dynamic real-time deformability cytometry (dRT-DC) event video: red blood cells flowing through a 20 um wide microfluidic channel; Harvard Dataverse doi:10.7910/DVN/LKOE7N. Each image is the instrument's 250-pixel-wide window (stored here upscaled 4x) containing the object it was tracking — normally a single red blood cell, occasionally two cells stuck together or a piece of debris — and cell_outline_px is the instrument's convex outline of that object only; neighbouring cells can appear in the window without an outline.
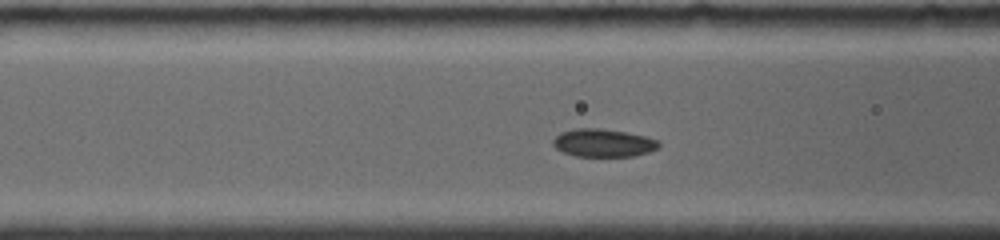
{"species": "common noctule bat (a hibernating species)", "species_latin": "Nyctalus noctula", "temperature_condition": "room temperature", "stored_images_in_passage": 9, "camera_frame_rate_fps": 4000, "um_per_image_px": 0.085, "animal": {"sex": "female", "body_mass_g": 19.0, "forearm_length_mm": 56.7}, "frame": {"image": 1, "passage_image": 7, "time_ms": 2.25, "image_size_px": [1000, 240], "cell_outline_px": [[660, 144], [656, 148], [648, 152], [636, 156], [576, 156], [564, 152], [556, 148], [552, 144], [552, 140], [560, 132], [576, 128], [600, 128], [624, 132], [644, 136], [656, 140]], "centroid_in_image_um": [51.23, 12.14], "position_along_channel_um": 115.4, "area_um2": 17.05}}